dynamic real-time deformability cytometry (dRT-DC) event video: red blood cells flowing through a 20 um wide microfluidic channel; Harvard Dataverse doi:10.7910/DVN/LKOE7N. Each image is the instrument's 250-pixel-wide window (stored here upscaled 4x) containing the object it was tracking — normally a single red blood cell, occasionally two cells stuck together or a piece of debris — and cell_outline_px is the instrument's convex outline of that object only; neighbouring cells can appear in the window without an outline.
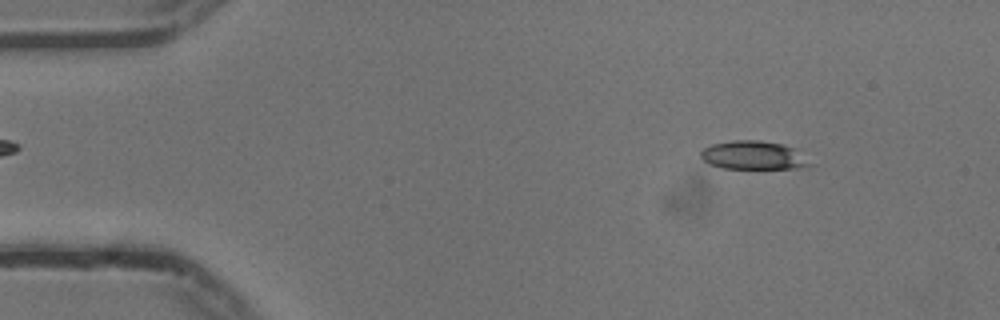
{"species": "common noctule bat (a hibernating species)", "species_latin": "Nyctalus noctula", "temperature_condition": "cold", "stored_images_in_passage": 54, "camera_frame_rate_fps": 3000, "um_per_image_px": 0.085, "animal": {"sex": "male", "body_mass_g": 13.3}, "frame": {"image": 1, "passage_image": 6, "time_ms": 1.667, "image_size_px": [1000, 320], "cell_outline_px": [[816, 164], [796, 168], [720, 168], [708, 164], [700, 156], [700, 152], [704, 148], [712, 144], [732, 140], [756, 140], [780, 144], [796, 148]], "centroid_in_image_um": [64.07, 13.2], "position_along_channel_um": 20.9, "area_um2": 18.26}}
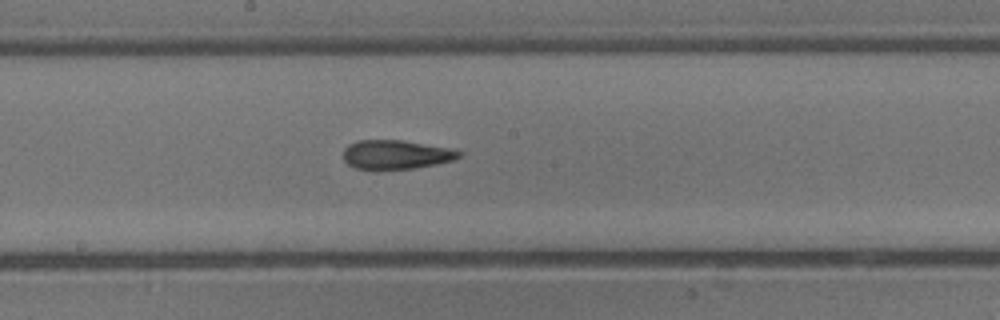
{"frame": {"image": 2, "passage_image": 28, "time_ms": 9.0, "image_size_px": [1000, 320], "cell_outline_px": [[464, 152], [460, 156], [452, 160], [436, 164], [412, 168], [376, 172], [356, 168], [348, 164], [344, 160], [344, 148], [348, 144], [356, 140], [404, 140], [452, 148]], "centroid_in_image_um": [33.64, 13.16], "position_along_channel_um": 214.6, "area_um2": 20.23}}
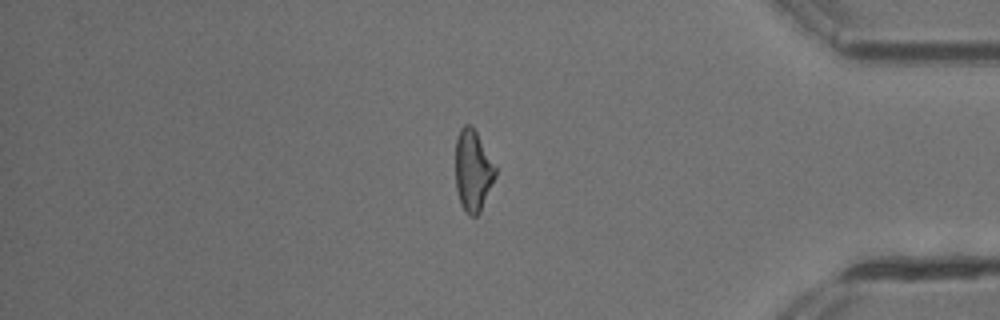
{"frame": {"image": 3, "passage_image": 45, "time_ms": 14.667, "image_size_px": [1000, 320], "cell_outline_px": [[496, 176], [480, 212], [476, 216], [468, 216], [460, 204], [456, 188], [456, 136], [460, 128], [464, 124], [472, 124], [496, 168]], "centroid_in_image_um": [40.18, 14.5], "position_along_channel_um": 395.0, "area_um2": 18.96}, "authors_computed_cell_mechanics": {"area_um2": 19.4208, "velocity_mm_per_s": 3.7541, "shape_relaxation_time_tau1_ms": 7.8546, "shape_relaxation_time_tau2_ms": 1.289, "deformation_change_tau1": 0.2161, "deformation_change_tau2": 0.101}}